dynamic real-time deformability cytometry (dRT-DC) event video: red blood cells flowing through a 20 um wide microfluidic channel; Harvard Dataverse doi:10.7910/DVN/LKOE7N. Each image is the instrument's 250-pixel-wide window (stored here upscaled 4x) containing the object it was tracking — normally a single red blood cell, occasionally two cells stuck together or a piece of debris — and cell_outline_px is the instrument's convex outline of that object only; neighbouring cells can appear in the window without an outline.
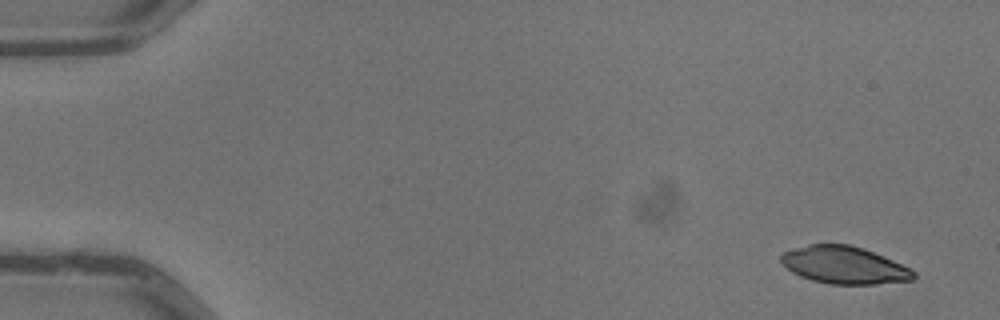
{"species": "common noctule bat (a hibernating species)", "species_latin": "Nyctalus noctula", "temperature_condition": "warm", "stored_images_in_passage": 6, "camera_frame_rate_fps": 3000, "um_per_image_px": 0.085, "animal": {"sex": "male", "body_mass_g": 13.3}, "frame": {"image": 1, "passage_image": 1, "time_ms": 0.0, "image_size_px": [1000, 320], "cell_outline_px": [[916, 276], [912, 280], [876, 284], [828, 284], [812, 280], [800, 276], [792, 272], [780, 260], [780, 256], [784, 252], [808, 244], [848, 244], [864, 248], [884, 256], [916, 272]], "centroid_in_image_um": [71.76, 22.53], "position_along_channel_um": 13.2, "area_um2": 28.73}}
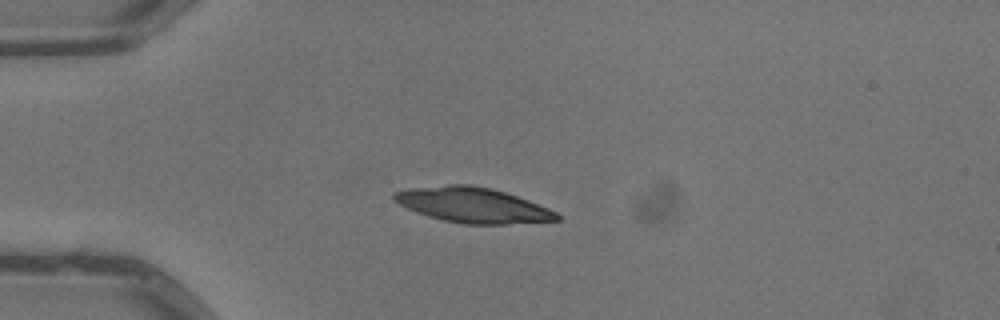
{"frame": {"image": 2, "passage_image": 4, "time_ms": 1.0, "image_size_px": [1000, 320], "cell_outline_px": [[560, 220], [504, 224], [464, 224], [444, 220], [428, 216], [416, 212], [392, 200], [392, 192], [408, 188], [448, 184], [472, 184], [492, 188], [528, 200], [548, 208], [556, 212], [560, 216]], "centroid_in_image_um": [40.15, 17.42], "position_along_channel_um": 44.9, "area_um2": 33.35}}
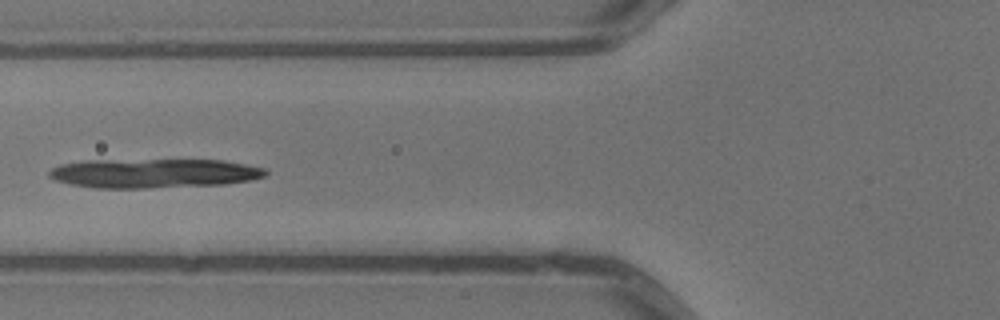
{"frame": {"image": 3, "passage_image": 6, "time_ms": 1.667, "image_size_px": [1000, 320], "cell_outline_px": [[268, 172], [264, 176], [252, 180], [224, 184], [144, 188], [92, 188], [72, 184], [56, 180], [48, 176], [48, 172], [52, 168], [60, 164], [84, 160], [224, 160], [268, 168]], "centroid_in_image_um": [13.09, 14.72], "position_along_channel_um": 112.7, "area_um2": 37.05}}